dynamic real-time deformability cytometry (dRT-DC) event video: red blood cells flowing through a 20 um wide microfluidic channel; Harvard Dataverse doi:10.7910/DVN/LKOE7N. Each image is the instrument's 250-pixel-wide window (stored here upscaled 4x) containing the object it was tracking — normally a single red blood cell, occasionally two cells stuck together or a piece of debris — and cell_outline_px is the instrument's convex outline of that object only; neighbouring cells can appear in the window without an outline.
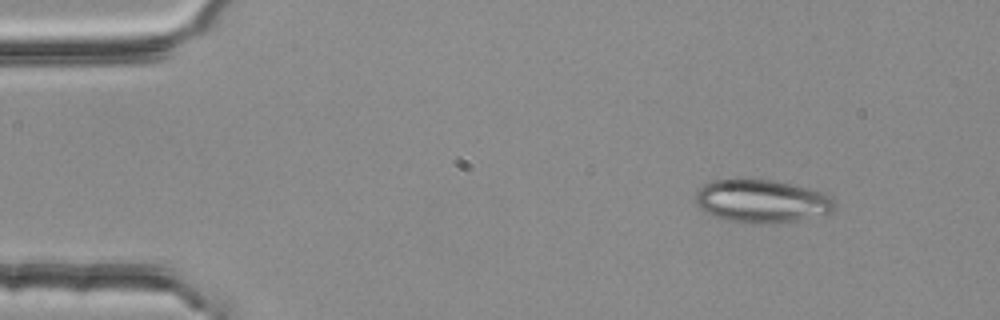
{"species": "common noctule bat (a hibernating species)", "species_latin": "Nyctalus noctula", "temperature_condition": "room temperature", "stored_images_in_passage": 3, "camera_frame_rate_fps": 3000, "um_per_image_px": 0.085, "animal": {"sex": "female", "body_mass_g": 25.1}, "frame": {"image": 1, "passage_image": 1, "time_ms": 0.0, "image_size_px": [1000, 320], "cell_outline_px": [[836, 208], [832, 212], [796, 220], [768, 224], [744, 224], [724, 220], [712, 216], [704, 212], [696, 204], [696, 192], [704, 184], [712, 180], [736, 176], [748, 176], [772, 180], [808, 188], [824, 192], [832, 196], [836, 200]], "centroid_in_image_um": [64.7, 17.06], "position_along_channel_um": 20.3, "area_um2": 36.24}}